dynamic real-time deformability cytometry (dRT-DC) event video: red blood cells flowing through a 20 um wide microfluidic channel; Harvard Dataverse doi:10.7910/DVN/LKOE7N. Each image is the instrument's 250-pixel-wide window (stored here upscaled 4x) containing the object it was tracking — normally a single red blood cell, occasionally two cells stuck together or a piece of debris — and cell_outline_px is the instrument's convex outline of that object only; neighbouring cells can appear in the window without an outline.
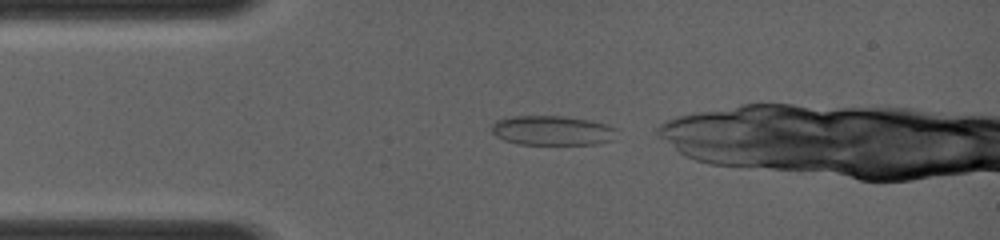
{"species": "common noctule bat (a hibernating species)", "species_latin": "Nyctalus noctula", "temperature_condition": "room temperature", "stored_images_in_passage": 38, "camera_frame_rate_fps": 4000, "um_per_image_px": 0.085, "animal": {"sex": "female", "body_mass_g": 19.0, "forearm_length_mm": 56.7}, "frame": {"image": 1, "passage_image": 2, "time_ms": 0.25, "image_size_px": [1000, 240], "cell_outline_px": [[616, 128], [612, 140], [596, 144], [520, 144], [504, 140], [496, 136], [492, 132], [492, 124], [496, 120], [512, 116], [568, 116], [588, 120], [604, 124]], "centroid_in_image_um": [46.9, 11.09], "position_along_channel_um": 38.1, "area_um2": 21.44}}
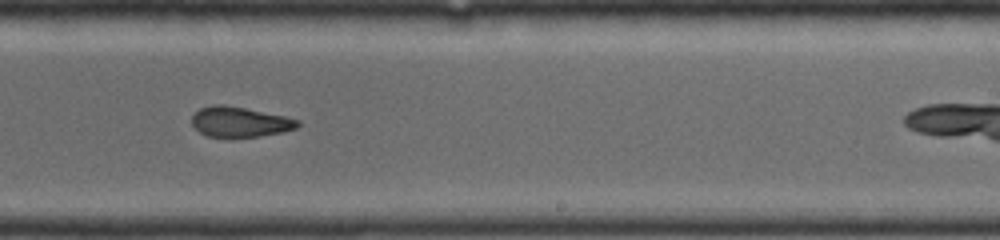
{"frame": {"image": 2, "passage_image": 23, "time_ms": 5.5, "image_size_px": [1000, 240], "cell_outline_px": [[300, 124], [296, 128], [284, 132], [260, 136], [208, 136], [200, 132], [192, 124], [192, 116], [200, 108], [212, 104], [224, 104], [284, 116], [300, 120]], "centroid_in_image_um": [20.39, 10.35], "position_along_channel_um": 268.6, "area_um2": 18.38}}
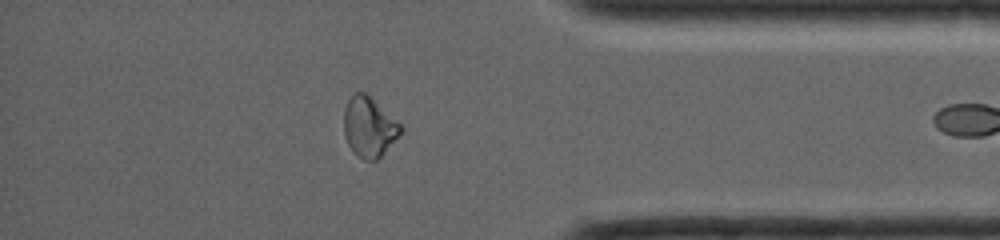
{"frame": {"image": 3, "passage_image": 35, "time_ms": 8.5, "image_size_px": [1000, 240], "cell_outline_px": [[404, 132], [376, 160], [364, 160], [356, 156], [348, 144], [344, 132], [344, 108], [352, 92], [364, 92], [400, 124], [404, 128]], "centroid_in_image_um": [31.36, 10.81], "position_along_channel_um": 403.8, "area_um2": 19.71}}